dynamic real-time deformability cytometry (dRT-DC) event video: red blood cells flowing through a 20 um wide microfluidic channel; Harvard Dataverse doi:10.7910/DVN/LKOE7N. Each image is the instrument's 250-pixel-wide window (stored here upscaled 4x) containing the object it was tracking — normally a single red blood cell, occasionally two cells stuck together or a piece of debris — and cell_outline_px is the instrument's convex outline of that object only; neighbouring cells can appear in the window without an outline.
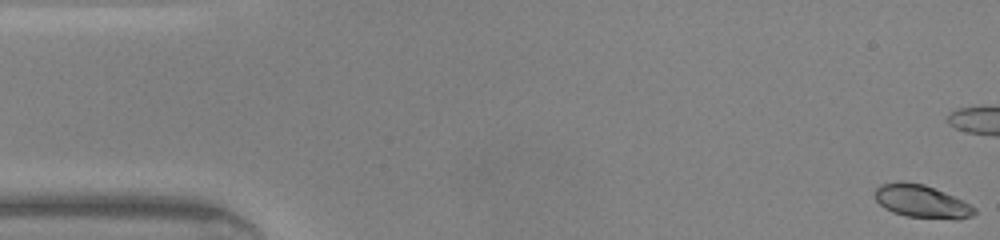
{"species": "common noctule bat (a hibernating species)", "species_latin": "Nyctalus noctula", "temperature_condition": "warm", "stored_images_in_passage": 41, "camera_frame_rate_fps": 3000, "um_per_image_px": 0.085, "animal": {"sex": "male", "body_mass_g": 20.0, "forearm_length_mm": 53.3}, "frame": {"image": 1, "passage_image": 1, "time_ms": 0.0, "image_size_px": [1000, 240], "cell_outline_px": [[976, 212], [972, 216], [960, 220], [956, 220], [908, 216], [892, 212], [884, 208], [876, 200], [876, 188], [880, 184], [896, 180], [924, 184], [944, 192], [976, 208]], "centroid_in_image_um": [78.32, 17.12], "position_along_channel_um": 6.7, "area_um2": 19.07}}
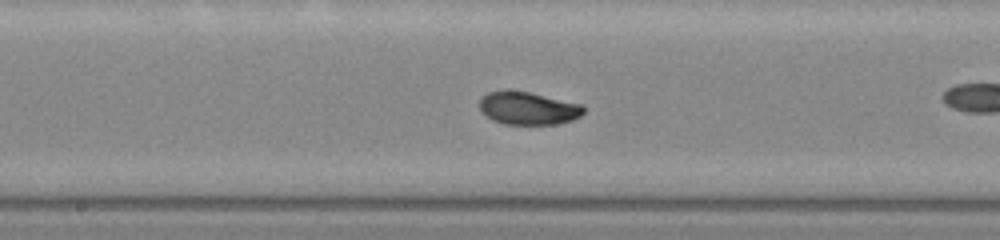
{"frame": {"image": 2, "passage_image": 24, "time_ms": 7.667, "image_size_px": [1000, 240], "cell_outline_px": [[584, 112], [580, 116], [572, 120], [556, 124], [504, 124], [492, 120], [480, 108], [480, 100], [488, 92], [528, 92], [584, 104]], "centroid_in_image_um": [44.96, 9.22], "position_along_channel_um": 203.2, "area_um2": 19.48}}
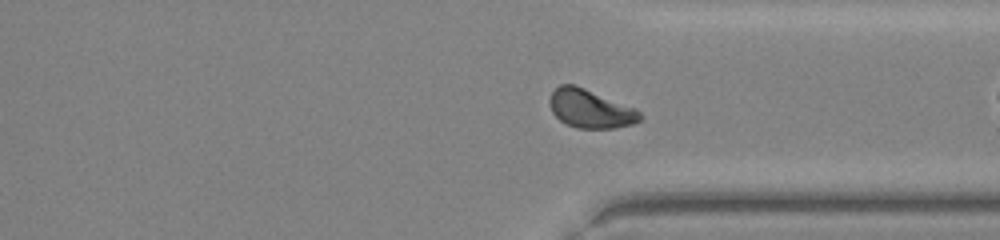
{"frame": {"image": 3, "passage_image": 35, "time_ms": 11.333, "image_size_px": [1000, 240], "cell_outline_px": [[644, 116], [640, 120], [632, 124], [616, 128], [576, 128], [560, 120], [552, 112], [548, 104], [548, 100], [552, 92], [560, 84], [576, 84], [636, 108]], "centroid_in_image_um": [50.18, 9.23], "position_along_channel_um": 361.2, "area_um2": 20.52}, "authors_computed_cell_mechanics": {"area_um2": 19.5364, "velocity_mm_per_s": 4.3121, "shape_relaxation_time_tau1_ms": 3.8346, "shape_relaxation_time_tau2_ms": 3.4132, "deformation_change_tau1": 0.1518, "deformation_change_tau2": 0.0578}}